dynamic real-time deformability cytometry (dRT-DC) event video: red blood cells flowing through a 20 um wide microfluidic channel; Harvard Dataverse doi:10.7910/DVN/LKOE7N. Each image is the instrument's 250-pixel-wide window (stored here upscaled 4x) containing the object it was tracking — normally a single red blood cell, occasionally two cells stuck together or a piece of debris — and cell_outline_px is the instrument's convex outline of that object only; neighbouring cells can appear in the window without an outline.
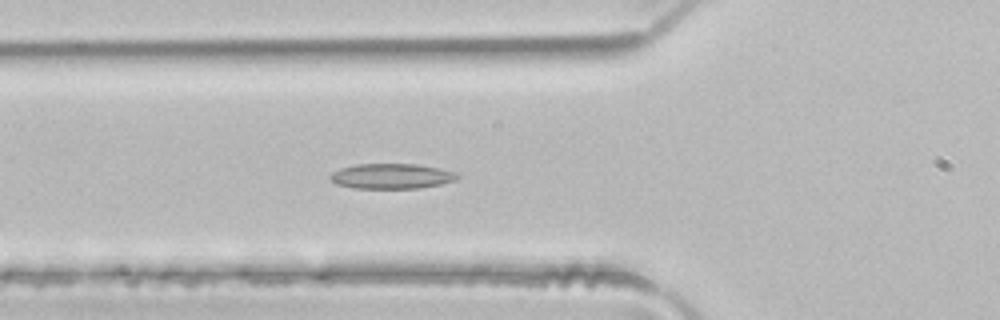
{"species": "common noctule bat (a hibernating species)", "species_latin": "Nyctalus noctula", "temperature_condition": "room temperature", "stored_images_in_passage": 49, "camera_frame_rate_fps": 3000, "um_per_image_px": 0.085, "animal": {"sex": "male", "body_mass_g": 21.5, "forearm_length_mm": 52.0}, "frame": {"image": 1, "passage_image": 17, "time_ms": 5.333, "image_size_px": [1000, 320], "cell_outline_px": [[460, 176], [456, 180], [440, 184], [420, 188], [356, 188], [336, 184], [328, 176], [332, 172], [340, 168], [356, 164], [416, 164], [440, 168], [456, 172]], "centroid_in_image_um": [33.29, 14.97], "position_along_channel_um": 92.5, "area_um2": 18.67}}
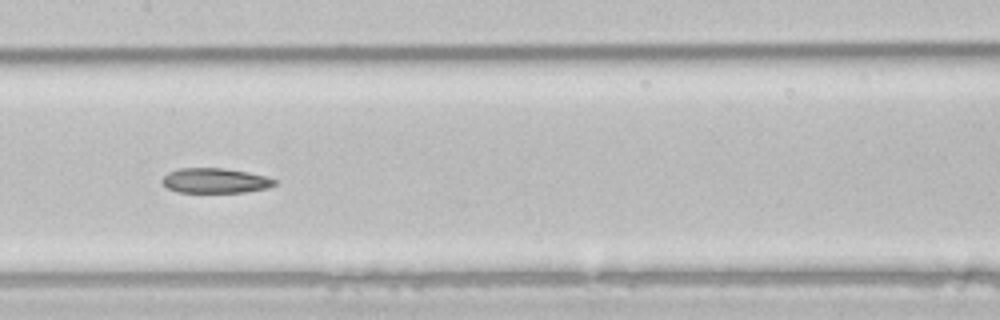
{"frame": {"image": 2, "passage_image": 24, "time_ms": 7.667, "image_size_px": [1000, 320], "cell_outline_px": [[276, 184], [268, 188], [244, 192], [176, 192], [168, 188], [160, 180], [168, 172], [180, 168], [224, 168], [248, 172], [264, 176], [276, 180]], "centroid_in_image_um": [18.27, 15.35], "position_along_channel_um": 189.1, "area_um2": 16.3}}
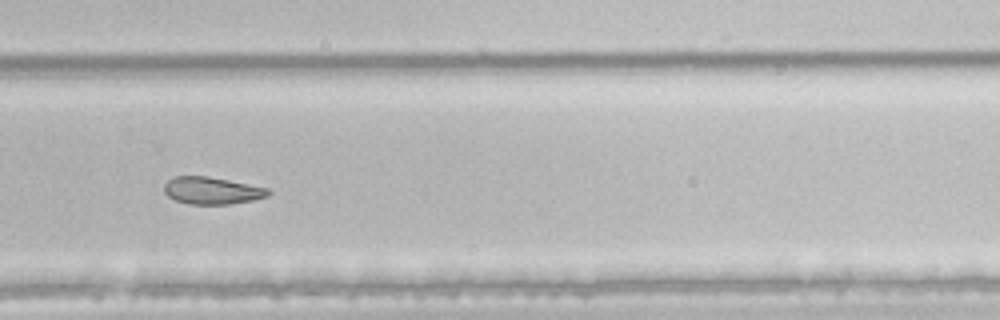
{"frame": {"image": 3, "passage_image": 33, "time_ms": 10.667, "image_size_px": [1000, 320], "cell_outline_px": [[272, 192], [268, 196], [252, 200], [228, 204], [188, 204], [176, 200], [168, 196], [164, 192], [164, 184], [168, 180], [176, 176], [208, 176], [268, 188]], "centroid_in_image_um": [18.01, 16.2], "position_along_channel_um": 311.8, "area_um2": 16.42}, "authors_computed_cell_mechanics": {"area_um2": 19.7676, "velocity_mm_per_s": 4.1176, "shape_relaxation_time_tau1_ms": null, "shape_relaxation_time_tau2_ms": 8.7058, "deformation_change_tau1": null, "deformation_change_tau2": 0.1505}}